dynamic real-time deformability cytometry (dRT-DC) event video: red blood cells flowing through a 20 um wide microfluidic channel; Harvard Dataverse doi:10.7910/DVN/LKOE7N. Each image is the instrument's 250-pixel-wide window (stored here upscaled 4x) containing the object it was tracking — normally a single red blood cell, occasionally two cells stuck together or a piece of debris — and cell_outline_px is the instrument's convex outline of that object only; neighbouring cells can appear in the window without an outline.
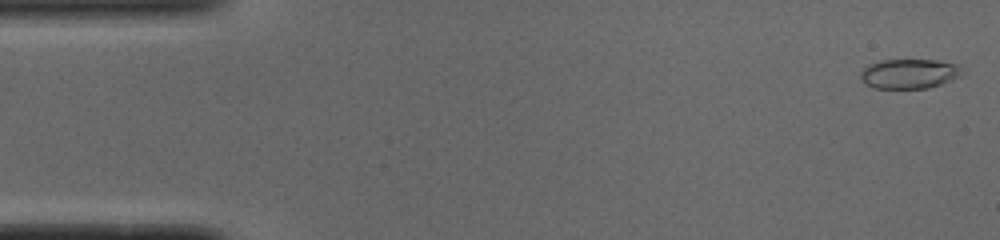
{"species": "common noctule bat (a hibernating species)", "species_latin": "Nyctalus noctula", "temperature_condition": "cold", "stored_images_in_passage": 42, "camera_frame_rate_fps": 3000, "um_per_image_px": 0.085, "animal": {"sex": "male", "body_mass_g": 19.0, "forearm_length_mm": 50.8}, "frame": {"image": 1, "passage_image": 1, "time_ms": 0.0, "image_size_px": [1000, 240], "cell_outline_px": [[960, 76], [952, 80], [928, 88], [872, 88], [864, 84], [860, 80], [860, 72], [864, 68], [872, 64], [884, 60], [932, 60], [960, 64]], "centroid_in_image_um": [77.26, 6.28], "position_along_channel_um": 7.7, "area_um2": 17.46}}
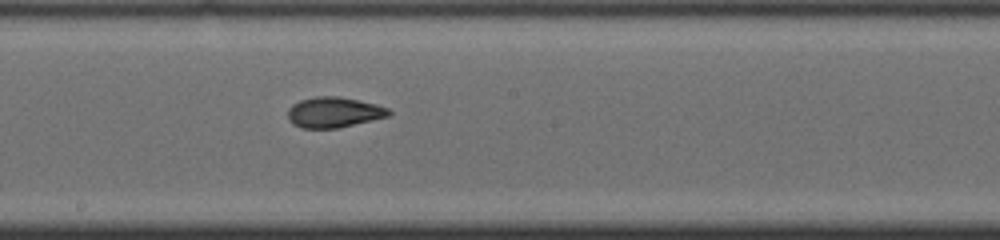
{"frame": {"image": 2, "passage_image": 27, "time_ms": 8.667, "image_size_px": [1000, 240], "cell_outline_px": [[392, 112], [388, 116], [336, 128], [300, 128], [292, 124], [288, 120], [288, 108], [292, 104], [300, 100], [316, 96], [340, 96], [376, 104], [388, 108]], "centroid_in_image_um": [28.33, 9.54], "position_along_channel_um": 219.9, "area_um2": 17.92}}
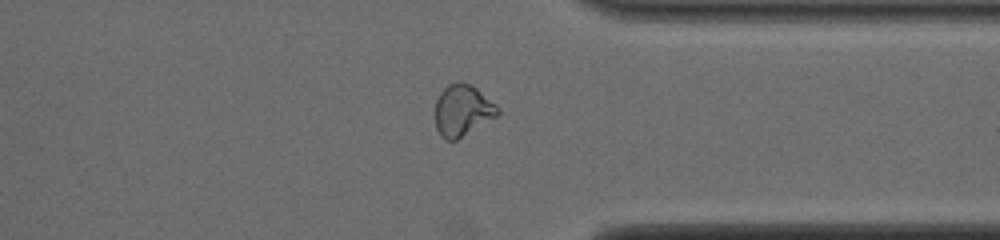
{"frame": {"image": 3, "passage_image": 39, "time_ms": 12.667, "image_size_px": [1000, 240], "cell_outline_px": [[500, 112], [496, 116], [456, 140], [444, 140], [440, 136], [436, 128], [436, 100], [440, 92], [448, 84], [460, 80], [472, 84], [496, 104], [500, 108]], "centroid_in_image_um": [39.3, 9.35], "position_along_channel_um": 372.1, "area_um2": 18.79}}